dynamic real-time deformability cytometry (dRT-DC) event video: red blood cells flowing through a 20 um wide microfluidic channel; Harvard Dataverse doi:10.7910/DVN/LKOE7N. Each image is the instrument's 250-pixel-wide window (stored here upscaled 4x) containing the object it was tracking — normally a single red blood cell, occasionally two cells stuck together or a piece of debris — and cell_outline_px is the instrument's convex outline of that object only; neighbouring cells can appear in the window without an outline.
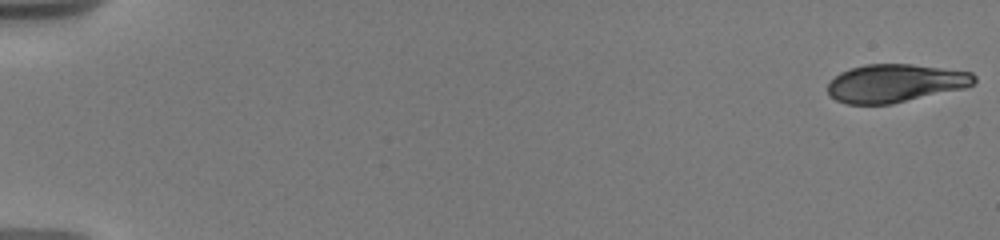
{"species": "human", "species_latin": "Homo sapiens", "temperature_condition": "warm", "stored_images_in_passage": 41, "camera_frame_rate_fps": 3000, "um_per_image_px": 0.085, "donor": {"sex": "male"}, "frame": {"image": 1, "passage_image": 1, "time_ms": 0.0, "image_size_px": [1000, 240], "cell_outline_px": [[976, 80], [972, 84], [964, 88], [892, 104], [848, 104], [836, 100], [828, 92], [828, 84], [840, 72], [852, 68], [868, 64], [912, 64], [972, 72], [976, 76]], "centroid_in_image_um": [76.11, 7.07], "position_along_channel_um": 8.9, "area_um2": 32.31}}
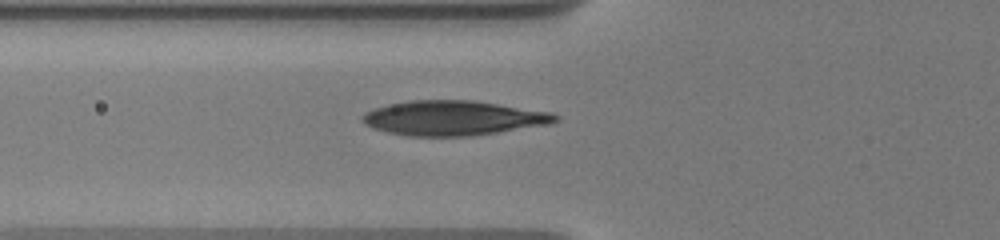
{"frame": {"image": 2, "passage_image": 29, "time_ms": 7.0, "image_size_px": [1000, 240], "cell_outline_px": [[560, 116], [556, 120], [548, 124], [472, 136], [408, 136], [388, 132], [372, 128], [364, 124], [360, 120], [360, 116], [364, 112], [372, 108], [388, 104], [412, 100], [472, 100], [552, 112]], "centroid_in_image_um": [38.45, 10.03], "position_along_channel_um": 87.3, "area_um2": 39.13}}
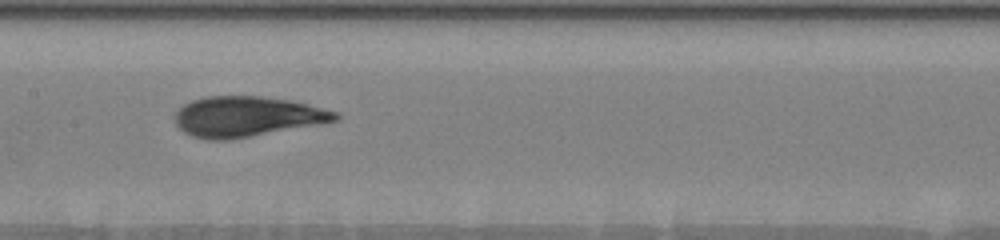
{"frame": {"image": 3, "passage_image": 40, "time_ms": 9.667, "image_size_px": [1000, 240], "cell_outline_px": [[340, 120], [324, 124], [228, 140], [208, 140], [192, 136], [184, 132], [176, 124], [176, 112], [184, 104], [192, 100], [204, 96], [260, 96], [288, 100], [308, 104], [340, 112]], "centroid_in_image_um": [21.05, 9.91], "position_along_channel_um": 186.3, "area_um2": 37.97}}